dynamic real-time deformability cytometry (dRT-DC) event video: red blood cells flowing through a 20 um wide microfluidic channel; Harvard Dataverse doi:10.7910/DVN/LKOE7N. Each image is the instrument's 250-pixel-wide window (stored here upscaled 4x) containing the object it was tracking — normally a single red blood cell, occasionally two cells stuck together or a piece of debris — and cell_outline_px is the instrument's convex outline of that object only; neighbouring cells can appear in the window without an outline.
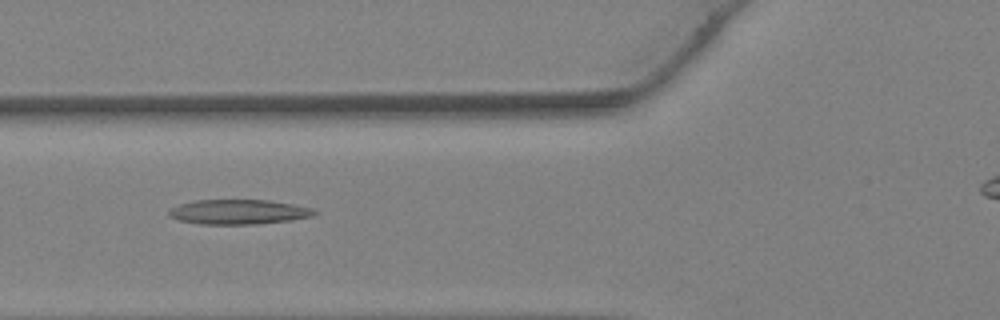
{"species": "Egyptian fruit bat (a non-hibernating species)", "species_latin": "Rousettus aegyptiacus", "temperature_condition": "warm", "stored_images_in_passage": 35, "camera_frame_rate_fps": 3000, "um_per_image_px": 0.085, "animal": {"sex": "female"}, "frame": {"image": 1, "passage_image": 15, "time_ms": 4.667, "image_size_px": [1000, 320], "cell_outline_px": [[316, 212], [312, 216], [288, 220], [256, 224], [200, 224], [180, 220], [168, 216], [168, 208], [180, 204], [196, 200], [268, 200], [316, 208]], "centroid_in_image_um": [20.25, 18.0], "position_along_channel_um": 105.6, "area_um2": 20.92}}
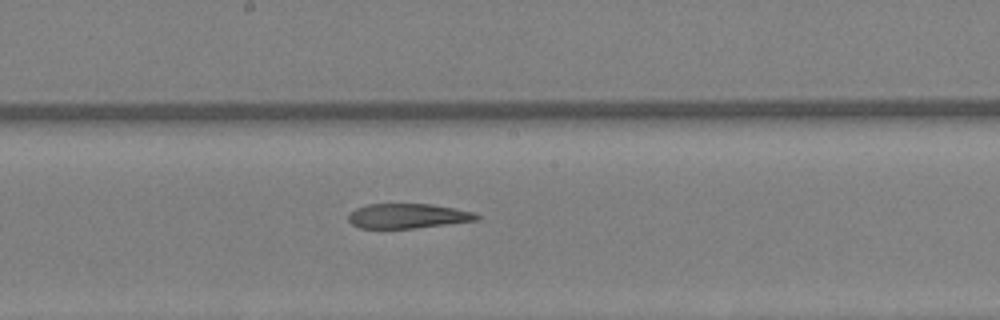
{"frame": {"image": 2, "passage_image": 21, "time_ms": 6.667, "image_size_px": [1000, 320], "cell_outline_px": [[480, 216], [476, 220], [416, 228], [360, 228], [352, 224], [348, 220], [348, 212], [356, 208], [368, 204], [432, 204], [456, 208], [476, 212]], "centroid_in_image_um": [34.65, 18.35], "position_along_channel_um": 213.6, "area_um2": 18.55}}
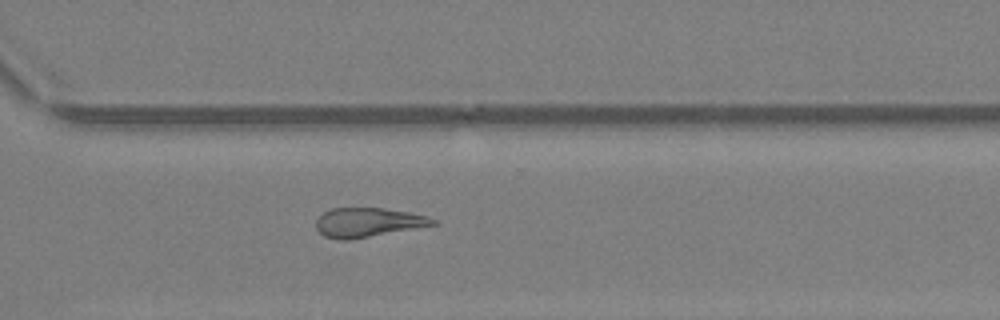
{"frame": {"image": 3, "passage_image": 28, "time_ms": 9.0, "image_size_px": [1000, 320], "cell_outline_px": [[440, 224], [348, 240], [340, 240], [324, 236], [316, 228], [316, 220], [324, 212], [332, 208], [380, 208], [408, 212], [440, 220]], "centroid_in_image_um": [31.3, 18.91], "position_along_channel_um": 339.3, "area_um2": 19.83}}